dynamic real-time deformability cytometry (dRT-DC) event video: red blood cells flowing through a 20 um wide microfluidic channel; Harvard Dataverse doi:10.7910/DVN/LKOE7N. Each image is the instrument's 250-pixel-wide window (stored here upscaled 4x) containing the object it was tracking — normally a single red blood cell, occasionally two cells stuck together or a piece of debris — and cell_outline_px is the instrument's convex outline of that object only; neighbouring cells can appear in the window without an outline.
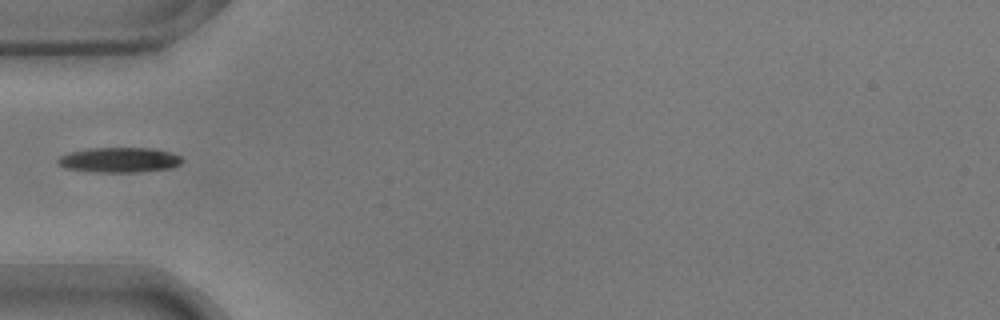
{"species": "common noctule bat (a hibernating species)", "species_latin": "Nyctalus noctula", "temperature_condition": "warm", "stored_images_in_passage": 37, "camera_frame_rate_fps": 3000, "um_per_image_px": 0.085, "animal": {"sex": "male", "body_mass_g": 17.9}, "frame": {"image": 1, "passage_image": 1, "time_ms": 0.0, "image_size_px": [1000, 320], "cell_outline_px": [[184, 160], [180, 164], [172, 168], [136, 172], [92, 172], [64, 168], [56, 164], [56, 160], [60, 156], [68, 152], [84, 148], [148, 148], [172, 152], [180, 156]], "centroid_in_image_um": [10.09, 13.59], "position_along_channel_um": 74.9, "area_um2": 18.44}}
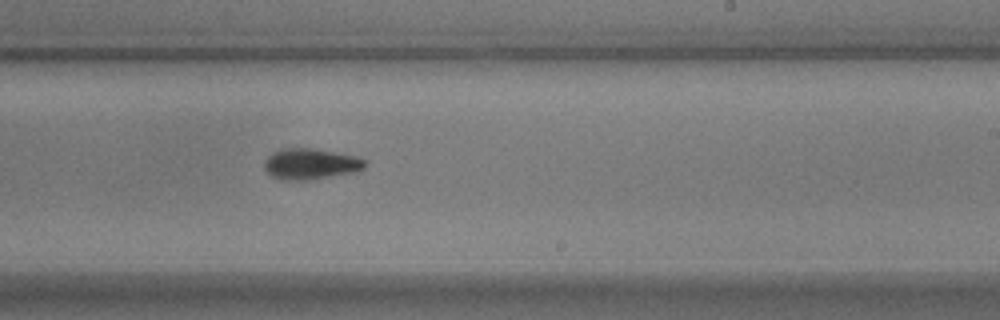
{"frame": {"image": 2, "passage_image": 16, "time_ms": 5.0, "image_size_px": [1000, 320], "cell_outline_px": [[368, 164], [364, 168], [356, 172], [308, 180], [288, 180], [272, 176], [264, 168], [264, 160], [272, 152], [284, 148], [312, 148], [356, 156], [368, 160]], "centroid_in_image_um": [26.44, 13.93], "position_along_channel_um": 262.6, "area_um2": 18.21}}
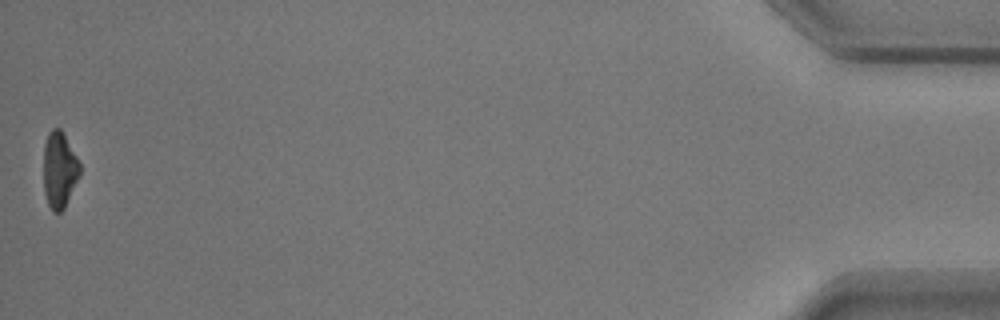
{"frame": {"image": 3, "passage_image": 37, "time_ms": 12.0, "image_size_px": [1000, 320], "cell_outline_px": [[80, 176], [64, 208], [60, 212], [52, 212], [48, 204], [44, 192], [44, 144], [48, 132], [52, 128], [60, 128], [64, 132], [80, 164]], "centroid_in_image_um": [5.05, 14.42], "position_along_channel_um": 430.2, "area_um2": 16.24}}